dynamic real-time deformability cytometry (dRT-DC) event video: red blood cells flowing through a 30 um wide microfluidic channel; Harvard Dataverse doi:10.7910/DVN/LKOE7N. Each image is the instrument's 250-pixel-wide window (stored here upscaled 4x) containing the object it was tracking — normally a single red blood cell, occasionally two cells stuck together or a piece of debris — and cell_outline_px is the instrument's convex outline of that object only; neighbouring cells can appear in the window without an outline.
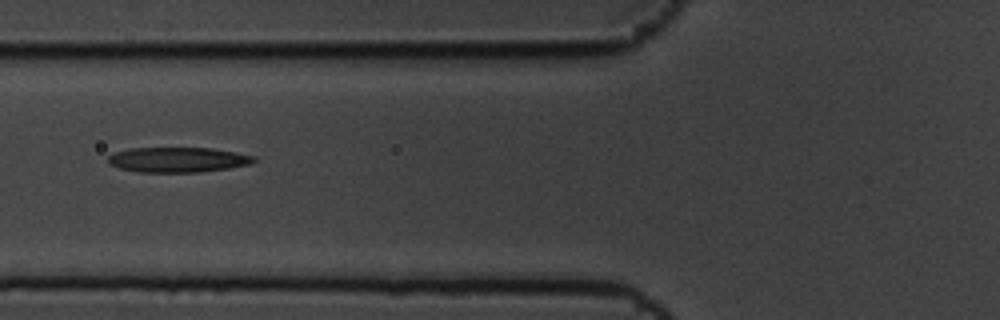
{"species": "common noctule bat (a hibernating species)", "species_latin": "Nyctalus noctula", "temperature_condition": "cold", "stored_images_in_passage": 8, "camera_frame_rate_fps": 3000, "um_per_image_px": 0.085, "animal": {"sex": "male", "body_mass_g": 19.5, "forearm_length_mm": 54.6}, "frame": {"image": 1, "passage_image": 6, "time_ms": 1.667, "image_size_px": [1000, 320], "cell_outline_px": [[256, 160], [248, 164], [228, 168], [200, 172], [140, 172], [120, 168], [108, 164], [108, 156], [112, 152], [132, 148], [212, 148], [236, 152], [256, 156]], "centroid_in_image_um": [15.09, 13.57], "position_along_channel_um": 110.7, "area_um2": 21.33}}
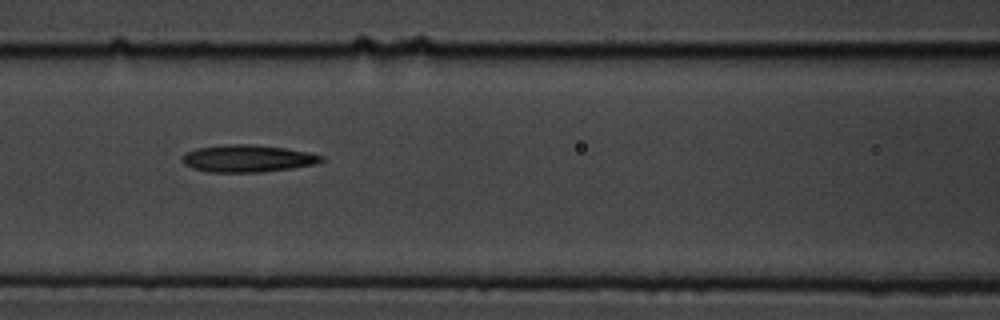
{"frame": {"image": 2, "passage_image": 7, "time_ms": 2.0, "image_size_px": [1000, 320], "cell_outline_px": [[324, 160], [316, 164], [292, 168], [260, 172], [208, 172], [192, 168], [184, 164], [180, 156], [184, 152], [196, 148], [228, 144], [252, 144], [284, 148], [308, 152], [324, 156]], "centroid_in_image_um": [21.01, 13.47], "position_along_channel_um": 145.6, "area_um2": 22.2}}
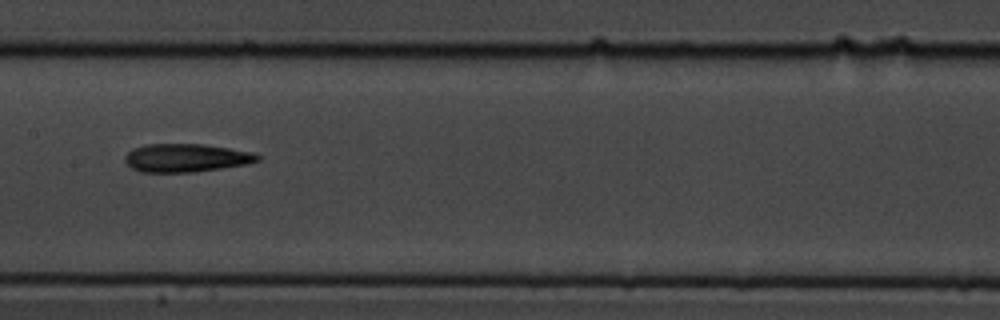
{"frame": {"image": 3, "passage_image": 8, "time_ms": 2.333, "image_size_px": [1000, 320], "cell_outline_px": [[260, 160], [248, 164], [192, 172], [140, 172], [132, 168], [124, 160], [124, 156], [132, 148], [144, 144], [204, 144], [252, 152], [260, 156]], "centroid_in_image_um": [15.79, 13.41], "position_along_channel_um": 191.6, "area_um2": 21.85}}